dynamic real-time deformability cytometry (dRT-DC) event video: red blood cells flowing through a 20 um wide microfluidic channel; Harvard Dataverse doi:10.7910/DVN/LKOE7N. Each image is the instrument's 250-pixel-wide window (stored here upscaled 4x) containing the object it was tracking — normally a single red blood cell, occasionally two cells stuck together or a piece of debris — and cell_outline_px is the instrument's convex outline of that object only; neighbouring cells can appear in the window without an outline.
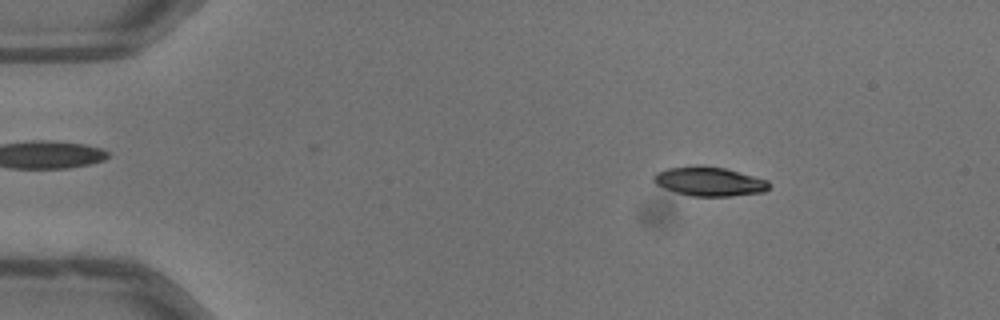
{"species": "common noctule bat (a hibernating species)", "species_latin": "Nyctalus noctula", "temperature_condition": "warm", "stored_images_in_passage": 45, "camera_frame_rate_fps": 3000, "um_per_image_px": 0.085, "animal": {"sex": "male", "body_mass_g": 13.3}, "frame": {"image": 1, "passage_image": 8, "time_ms": 2.333, "image_size_px": [1000, 320], "cell_outline_px": [[768, 188], [764, 192], [732, 196], [692, 196], [676, 192], [664, 188], [656, 184], [652, 180], [652, 176], [656, 172], [668, 168], [700, 164], [724, 168], [768, 180]], "centroid_in_image_um": [60.24, 15.41], "position_along_channel_um": 24.8, "area_um2": 19.65}}
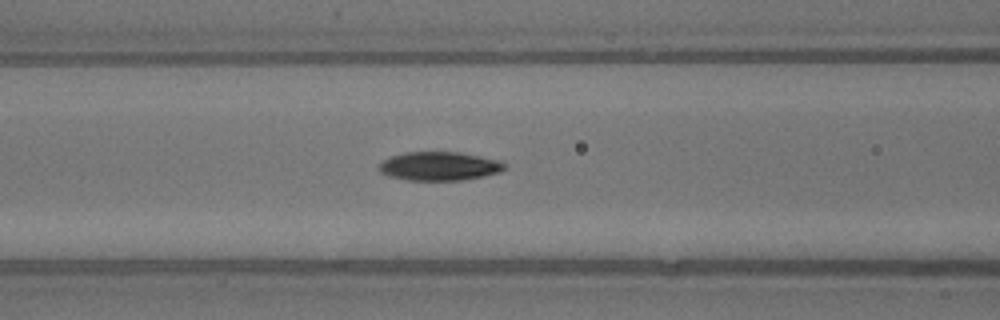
{"frame": {"image": 2, "passage_image": 22, "time_ms": 7.0, "image_size_px": [1000, 320], "cell_outline_px": [[504, 168], [500, 172], [484, 176], [464, 180], [408, 180], [388, 176], [380, 172], [380, 164], [384, 160], [392, 156], [404, 152], [460, 152], [500, 160], [504, 164]], "centroid_in_image_um": [37.35, 14.12], "position_along_channel_um": 129.2, "area_um2": 20.92}}
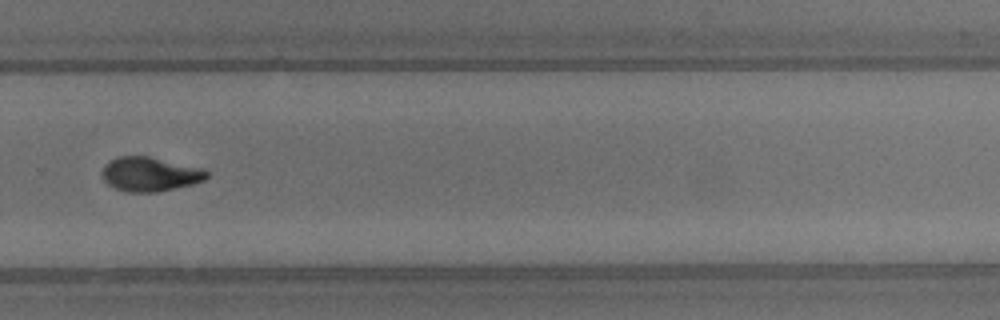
{"frame": {"image": 3, "passage_image": 36, "time_ms": 11.667, "image_size_px": [1000, 320], "cell_outline_px": [[208, 176], [204, 180], [192, 184], [160, 192], [128, 192], [116, 188], [108, 184], [104, 180], [104, 164], [108, 160], [116, 156], [148, 156], [204, 168], [208, 172]], "centroid_in_image_um": [12.77, 14.8], "position_along_channel_um": 317.0, "area_um2": 20.92}, "authors_computed_cell_mechanics": {"area_um2": 20.8658, "velocity_mm_per_s": 4.0366, "shape_relaxation_time_tau1_ms": 4.1694, "shape_relaxation_time_tau2_ms": 3.0093, "deformation_change_tau1": 0.1672, "deformation_change_tau2": 0.0707}}